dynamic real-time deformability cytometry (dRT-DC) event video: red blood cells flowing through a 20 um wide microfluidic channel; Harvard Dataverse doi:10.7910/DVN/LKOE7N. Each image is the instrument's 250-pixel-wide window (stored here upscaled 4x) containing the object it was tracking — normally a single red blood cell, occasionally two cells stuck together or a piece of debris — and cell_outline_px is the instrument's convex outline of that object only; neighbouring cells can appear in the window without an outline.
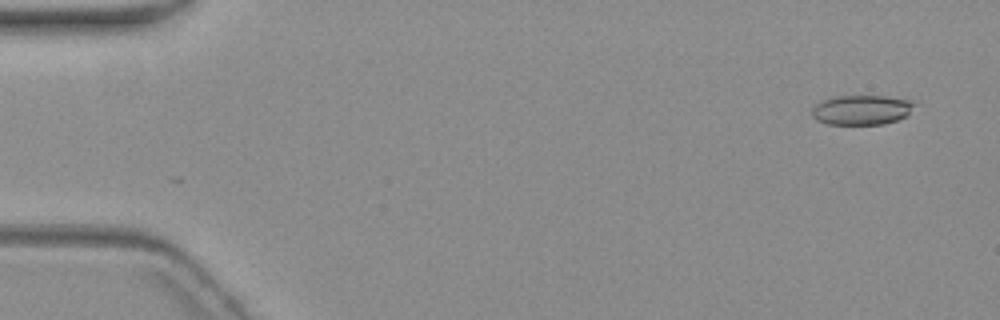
{"species": "common noctule bat (a hibernating species)", "species_latin": "Nyctalus noctula", "temperature_condition": "warm", "stored_images_in_passage": 5, "segment_of_instrument_passage": [1, 2], "camera_frame_rate_fps": 3000, "um_per_image_px": 0.085, "animal": {"sex": "female", "body_mass_g": 19.3, "forearm_length_mm": 54.1}, "frame": {"image": 1, "passage_image": 1, "time_ms": 0.0, "image_size_px": [1000, 320], "cell_outline_px": [[912, 104], [908, 116], [884, 124], [828, 124], [816, 120], [812, 116], [812, 108], [820, 100], [836, 96], [884, 96], [908, 100]], "centroid_in_image_um": [73.16, 9.35], "position_along_channel_um": 11.8, "area_um2": 17.57}}